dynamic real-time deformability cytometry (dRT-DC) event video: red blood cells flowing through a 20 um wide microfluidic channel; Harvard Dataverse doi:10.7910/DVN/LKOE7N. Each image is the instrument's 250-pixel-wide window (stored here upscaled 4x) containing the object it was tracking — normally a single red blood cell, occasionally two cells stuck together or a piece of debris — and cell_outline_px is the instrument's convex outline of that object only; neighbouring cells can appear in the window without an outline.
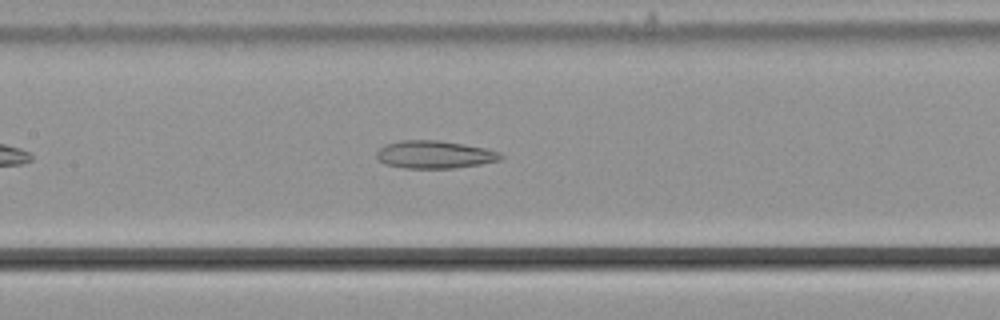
{"species": "common noctule bat (a hibernating species)", "species_latin": "Nyctalus noctula", "temperature_condition": "cold", "stored_images_in_passage": 43, "camera_frame_rate_fps": 3000, "um_per_image_px": 0.085, "animal": {"sex": "male", "body_mass_g": 21.5, "forearm_length_mm": 52.0}, "frame": {"image": 1, "passage_image": 14, "time_ms": 4.333, "image_size_px": [1000, 320], "cell_outline_px": [[504, 156], [500, 160], [480, 164], [456, 168], [404, 168], [384, 164], [376, 156], [376, 152], [384, 144], [400, 140], [440, 140], [464, 144], [484, 148], [500, 152]], "centroid_in_image_um": [36.92, 13.13], "position_along_channel_um": 170.5, "area_um2": 20.17}}
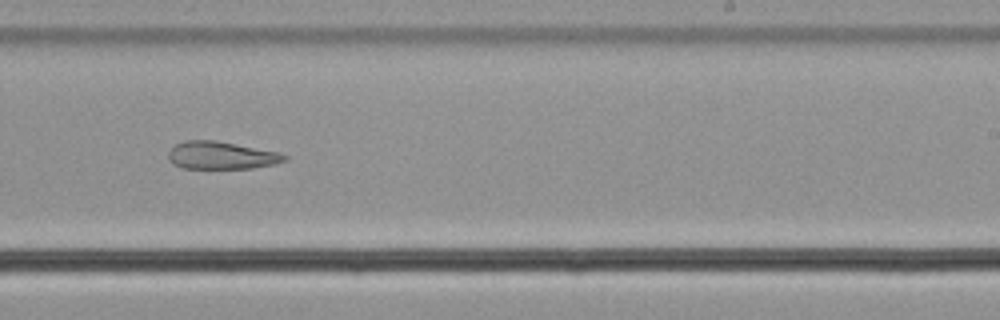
{"frame": {"image": 2, "passage_image": 22, "time_ms": 7.0, "image_size_px": [1000, 320], "cell_outline_px": [[288, 160], [276, 164], [252, 168], [184, 168], [172, 164], [168, 156], [168, 152], [176, 144], [184, 140], [216, 140], [280, 152], [288, 156]], "centroid_in_image_um": [18.85, 13.2], "position_along_channel_um": 270.2, "area_um2": 18.84}}
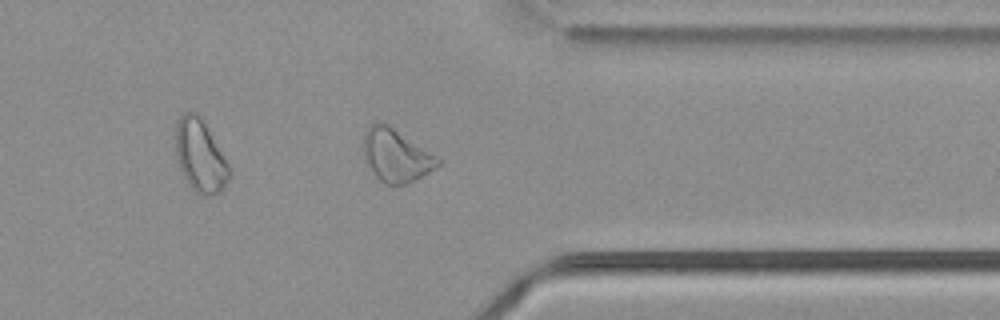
{"frame": {"image": 3, "passage_image": 31, "time_ms": 10.0, "image_size_px": [1000, 320], "cell_outline_px": [[440, 164], [436, 168], [408, 184], [384, 184], [376, 176], [368, 164], [364, 156], [360, 144], [364, 132], [368, 124], [384, 120], [436, 156], [440, 160]], "centroid_in_image_um": [33.61, 13.16], "position_along_channel_um": 377.8, "area_um2": 23.29}, "authors_computed_cell_mechanics": {"area_um2": 22.253, "velocity_mm_per_s": 3.7535, "shape_relaxation_time_tau1_ms": null, "shape_relaxation_time_tau2_ms": 5.7824, "deformation_change_tau1": null, "deformation_change_tau2": 0.144}}